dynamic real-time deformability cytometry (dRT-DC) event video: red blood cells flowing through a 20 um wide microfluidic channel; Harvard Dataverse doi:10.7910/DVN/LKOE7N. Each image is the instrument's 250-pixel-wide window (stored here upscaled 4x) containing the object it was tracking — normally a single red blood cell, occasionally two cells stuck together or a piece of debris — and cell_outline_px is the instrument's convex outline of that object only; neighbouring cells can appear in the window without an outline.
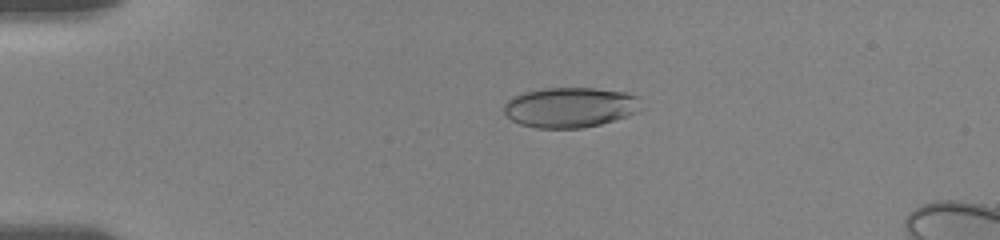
{"species": "human", "species_latin": "Homo sapiens", "temperature_condition": "room temperature", "stored_images_in_passage": 16, "camera_frame_rate_fps": 3000, "um_per_image_px": 0.085, "donor": {"sex": "female"}, "frame": {"image": 1, "passage_image": 8, "time_ms": 3.667, "image_size_px": [1000, 240], "cell_outline_px": [[644, 108], [640, 112], [628, 116], [600, 124], [584, 128], [536, 128], [520, 124], [512, 120], [504, 112], [504, 104], [512, 96], [524, 92], [540, 88], [596, 88], [624, 92], [636, 96]], "centroid_in_image_um": [48.48, 9.12], "position_along_channel_um": 36.5, "area_um2": 32.43}}
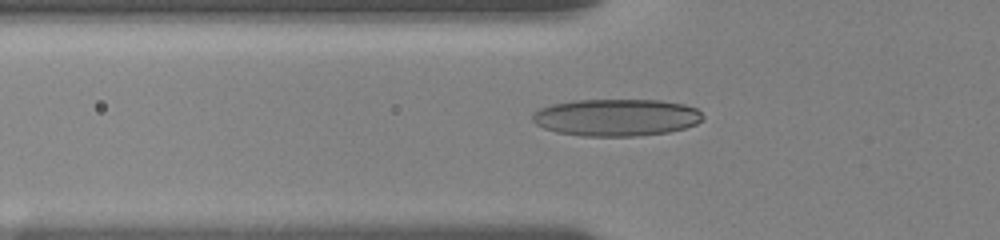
{"frame": {"image": 2, "passage_image": 13, "time_ms": 6.0, "image_size_px": [1000, 240], "cell_outline_px": [[704, 120], [696, 124], [684, 128], [668, 132], [636, 136], [580, 136], [556, 132], [544, 128], [536, 124], [532, 120], [532, 112], [540, 108], [552, 104], [572, 100], [660, 100], [684, 104], [696, 108], [704, 116]], "centroid_in_image_um": [52.38, 9.98], "position_along_channel_um": 73.4, "area_um2": 37.11}}